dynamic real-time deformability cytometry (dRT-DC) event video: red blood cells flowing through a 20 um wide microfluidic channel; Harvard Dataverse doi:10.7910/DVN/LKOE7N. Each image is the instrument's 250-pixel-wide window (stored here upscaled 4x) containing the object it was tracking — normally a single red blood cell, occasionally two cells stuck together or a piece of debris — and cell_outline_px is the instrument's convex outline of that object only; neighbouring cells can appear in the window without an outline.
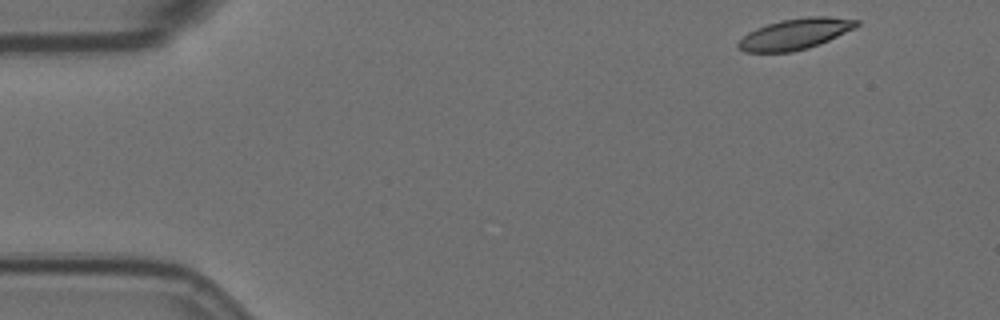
{"species": "Egyptian fruit bat (a non-hibernating species)", "species_latin": "Rousettus aegyptiacus", "temperature_condition": "room temperature", "stored_images_in_passage": 52, "camera_frame_rate_fps": 3000, "um_per_image_px": 0.085, "animal": {"sex": "female"}, "frame": {"image": 1, "passage_image": 1, "time_ms": 0.0, "image_size_px": [1000, 320], "cell_outline_px": [[860, 24], [820, 44], [808, 48], [792, 52], [744, 52], [736, 44], [748, 32], [756, 28], [780, 20], [808, 16], [828, 16], [860, 20]], "centroid_in_image_um": [67.57, 2.88], "position_along_channel_um": 17.4, "area_um2": 21.1}}
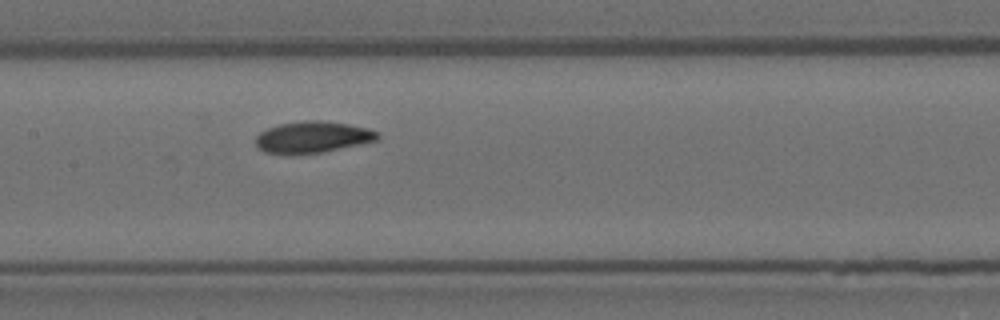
{"frame": {"image": 2, "passage_image": 23, "time_ms": 7.333, "image_size_px": [1000, 320], "cell_outline_px": [[380, 136], [376, 140], [320, 152], [264, 152], [256, 144], [256, 136], [260, 132], [268, 128], [280, 124], [304, 120], [320, 120], [348, 124], [368, 128], [380, 132]], "centroid_in_image_um": [26.6, 11.61], "position_along_channel_um": 180.8, "area_um2": 21.62}}
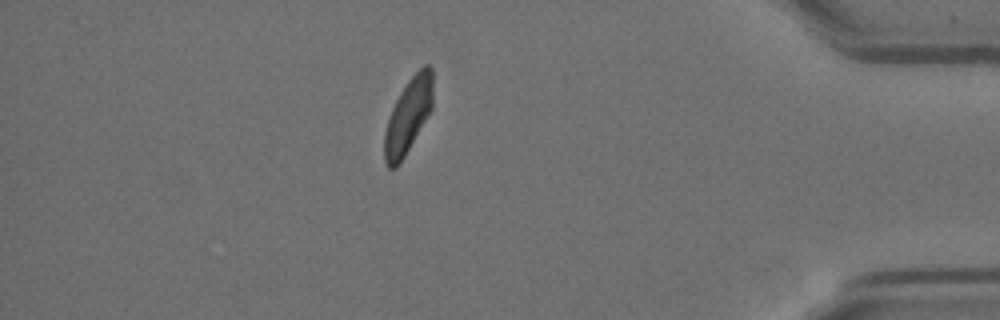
{"frame": {"image": 3, "passage_image": 45, "time_ms": 14.667, "image_size_px": [1000, 320], "cell_outline_px": [[432, 108], [404, 156], [396, 168], [388, 168], [384, 160], [384, 132], [392, 108], [400, 92], [408, 80], [424, 64], [428, 64], [432, 68]], "centroid_in_image_um": [34.68, 9.83], "position_along_channel_um": 400.5, "area_um2": 20.75}, "authors_computed_cell_mechanics": {"area_um2": 22.0218, "velocity_mm_per_s": 3.5742, "shape_relaxation_time_tau1_ms": 5.3205, "shape_relaxation_time_tau2_ms": 4.9422, "deformation_change_tau1": 0.1333, "deformation_change_tau2": 0.0963}}